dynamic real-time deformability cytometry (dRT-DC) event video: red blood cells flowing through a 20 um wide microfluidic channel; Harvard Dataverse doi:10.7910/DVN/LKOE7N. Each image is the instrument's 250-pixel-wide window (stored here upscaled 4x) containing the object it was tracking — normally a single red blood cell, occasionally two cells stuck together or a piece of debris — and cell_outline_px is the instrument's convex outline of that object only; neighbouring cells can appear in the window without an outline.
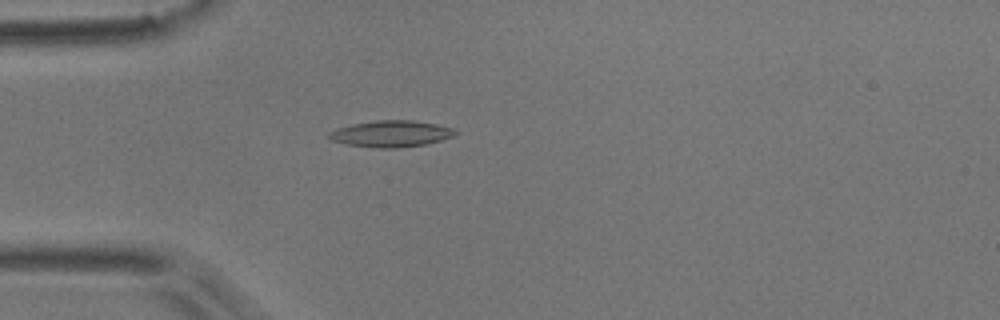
{"species": "common noctule bat (a hibernating species)", "species_latin": "Nyctalus noctula", "temperature_condition": "room temperature", "stored_images_in_passage": 5, "camera_frame_rate_fps": 3000, "um_per_image_px": 0.085, "animal": {"sex": "male", "body_mass_g": 17.9}, "frame": {"image": 1, "passage_image": 5, "time_ms": 1.333, "image_size_px": [1000, 320], "cell_outline_px": [[460, 132], [452, 136], [440, 140], [424, 144], [396, 148], [372, 148], [348, 144], [332, 140], [328, 136], [328, 132], [336, 128], [352, 124], [376, 120], [412, 120], [436, 124], [452, 128]], "centroid_in_image_um": [33.22, 11.36], "position_along_channel_um": 51.8, "area_um2": 19.36}}